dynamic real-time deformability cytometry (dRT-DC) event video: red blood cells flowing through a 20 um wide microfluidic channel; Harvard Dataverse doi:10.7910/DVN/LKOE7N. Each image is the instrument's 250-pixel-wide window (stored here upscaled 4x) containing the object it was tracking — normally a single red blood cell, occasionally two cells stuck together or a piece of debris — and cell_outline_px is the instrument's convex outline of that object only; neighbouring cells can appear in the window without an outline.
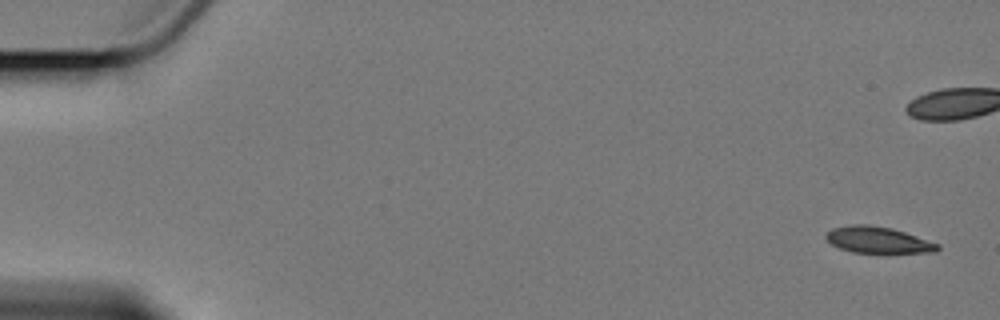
{"species": "Egyptian fruit bat (a non-hibernating species)", "species_latin": "Rousettus aegyptiacus", "temperature_condition": "cold", "stored_images_in_passage": 7, "camera_frame_rate_fps": 3000, "um_per_image_px": 0.085, "animal": {"sex": "female"}, "frame": {"image": 1, "passage_image": 1, "time_ms": 0.0, "image_size_px": [1000, 320], "cell_outline_px": [[940, 248], [936, 252], [852, 252], [840, 248], [832, 244], [824, 236], [832, 228], [852, 224], [868, 224], [892, 228], [940, 244]], "centroid_in_image_um": [74.62, 20.38], "position_along_channel_um": 10.4, "area_um2": 16.94}}
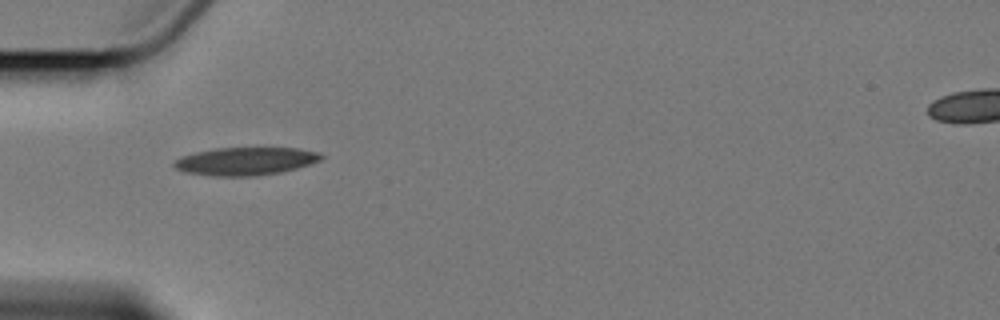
{"frame": {"image": 2, "passage_image": 6, "time_ms": 7.0, "image_size_px": [1000, 320], "cell_outline_px": [[324, 156], [320, 160], [296, 168], [280, 172], [252, 176], [216, 176], [184, 172], [176, 168], [172, 164], [176, 160], [184, 156], [196, 152], [212, 148], [296, 148], [316, 152]], "centroid_in_image_um": [20.84, 13.7], "position_along_channel_um": 64.2, "area_um2": 23.58}}
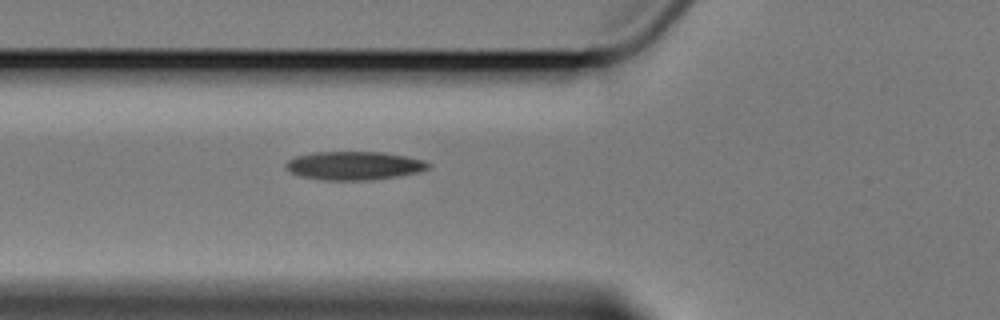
{"frame": {"image": 3, "passage_image": 7, "time_ms": 8.0, "image_size_px": [1000, 320], "cell_outline_px": [[432, 164], [428, 168], [416, 172], [396, 176], [364, 180], [324, 180], [300, 176], [284, 168], [284, 164], [288, 160], [296, 156], [312, 152], [384, 152], [408, 156], [424, 160]], "centroid_in_image_um": [30.07, 14.06], "position_along_channel_um": 95.7, "area_um2": 23.58}}